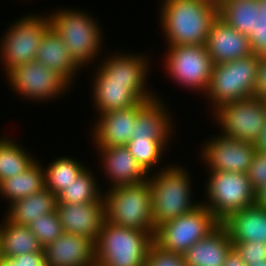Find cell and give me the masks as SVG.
Segmentation results:
<instances>
[{
  "instance_id": "cell-1",
  "label": "cell",
  "mask_w": 266,
  "mask_h": 266,
  "mask_svg": "<svg viewBox=\"0 0 266 266\" xmlns=\"http://www.w3.org/2000/svg\"><path fill=\"white\" fill-rule=\"evenodd\" d=\"M161 7L168 46L206 45L212 21L218 16L217 0H166Z\"/></svg>"
},
{
  "instance_id": "cell-2",
  "label": "cell",
  "mask_w": 266,
  "mask_h": 266,
  "mask_svg": "<svg viewBox=\"0 0 266 266\" xmlns=\"http://www.w3.org/2000/svg\"><path fill=\"white\" fill-rule=\"evenodd\" d=\"M160 172V173H159ZM147 177L151 190L152 216L156 228L195 210L202 202L191 200V178L181 166L163 169Z\"/></svg>"
},
{
  "instance_id": "cell-3",
  "label": "cell",
  "mask_w": 266,
  "mask_h": 266,
  "mask_svg": "<svg viewBox=\"0 0 266 266\" xmlns=\"http://www.w3.org/2000/svg\"><path fill=\"white\" fill-rule=\"evenodd\" d=\"M150 232L115 225L105 219L95 241L97 266H145Z\"/></svg>"
},
{
  "instance_id": "cell-4",
  "label": "cell",
  "mask_w": 266,
  "mask_h": 266,
  "mask_svg": "<svg viewBox=\"0 0 266 266\" xmlns=\"http://www.w3.org/2000/svg\"><path fill=\"white\" fill-rule=\"evenodd\" d=\"M105 194V195H104ZM105 219L115 225L155 234L149 181L110 187L103 192Z\"/></svg>"
},
{
  "instance_id": "cell-5",
  "label": "cell",
  "mask_w": 266,
  "mask_h": 266,
  "mask_svg": "<svg viewBox=\"0 0 266 266\" xmlns=\"http://www.w3.org/2000/svg\"><path fill=\"white\" fill-rule=\"evenodd\" d=\"M260 56L251 54L241 59L213 64L206 95L212 108L227 102L255 96V83ZM215 106V107H214Z\"/></svg>"
},
{
  "instance_id": "cell-6",
  "label": "cell",
  "mask_w": 266,
  "mask_h": 266,
  "mask_svg": "<svg viewBox=\"0 0 266 266\" xmlns=\"http://www.w3.org/2000/svg\"><path fill=\"white\" fill-rule=\"evenodd\" d=\"M51 27L60 35L67 50L81 68L95 60L101 51V27L95 19L84 12L69 9L49 14Z\"/></svg>"
},
{
  "instance_id": "cell-7",
  "label": "cell",
  "mask_w": 266,
  "mask_h": 266,
  "mask_svg": "<svg viewBox=\"0 0 266 266\" xmlns=\"http://www.w3.org/2000/svg\"><path fill=\"white\" fill-rule=\"evenodd\" d=\"M207 202H203L222 222L230 214L256 204V191L247 173L211 171L208 175Z\"/></svg>"
},
{
  "instance_id": "cell-8",
  "label": "cell",
  "mask_w": 266,
  "mask_h": 266,
  "mask_svg": "<svg viewBox=\"0 0 266 266\" xmlns=\"http://www.w3.org/2000/svg\"><path fill=\"white\" fill-rule=\"evenodd\" d=\"M220 223L202 203L190 213L159 225L155 230L153 241L163 250L183 255Z\"/></svg>"
},
{
  "instance_id": "cell-9",
  "label": "cell",
  "mask_w": 266,
  "mask_h": 266,
  "mask_svg": "<svg viewBox=\"0 0 266 266\" xmlns=\"http://www.w3.org/2000/svg\"><path fill=\"white\" fill-rule=\"evenodd\" d=\"M214 114L223 136L256 144L266 126V103L258 97L244 98L219 106Z\"/></svg>"
},
{
  "instance_id": "cell-10",
  "label": "cell",
  "mask_w": 266,
  "mask_h": 266,
  "mask_svg": "<svg viewBox=\"0 0 266 266\" xmlns=\"http://www.w3.org/2000/svg\"><path fill=\"white\" fill-rule=\"evenodd\" d=\"M51 26L50 17L26 16L8 28L0 45L6 73L14 67L36 59L42 36Z\"/></svg>"
},
{
  "instance_id": "cell-11",
  "label": "cell",
  "mask_w": 266,
  "mask_h": 266,
  "mask_svg": "<svg viewBox=\"0 0 266 266\" xmlns=\"http://www.w3.org/2000/svg\"><path fill=\"white\" fill-rule=\"evenodd\" d=\"M168 47L165 65L171 79L184 87L206 92L213 68L206 45Z\"/></svg>"
},
{
  "instance_id": "cell-12",
  "label": "cell",
  "mask_w": 266,
  "mask_h": 266,
  "mask_svg": "<svg viewBox=\"0 0 266 266\" xmlns=\"http://www.w3.org/2000/svg\"><path fill=\"white\" fill-rule=\"evenodd\" d=\"M14 91L25 98L43 101L64 94L70 84L37 60L18 65L7 73Z\"/></svg>"
},
{
  "instance_id": "cell-13",
  "label": "cell",
  "mask_w": 266,
  "mask_h": 266,
  "mask_svg": "<svg viewBox=\"0 0 266 266\" xmlns=\"http://www.w3.org/2000/svg\"><path fill=\"white\" fill-rule=\"evenodd\" d=\"M201 153L210 171L247 173L254 155L256 144L223 136L210 139Z\"/></svg>"
},
{
  "instance_id": "cell-14",
  "label": "cell",
  "mask_w": 266,
  "mask_h": 266,
  "mask_svg": "<svg viewBox=\"0 0 266 266\" xmlns=\"http://www.w3.org/2000/svg\"><path fill=\"white\" fill-rule=\"evenodd\" d=\"M106 58V61H103L96 71L105 82L128 83V88L132 89L143 101H150L157 97L151 93L152 91L146 90L147 79L145 78L148 76L147 62L149 60L145 56L124 53Z\"/></svg>"
},
{
  "instance_id": "cell-15",
  "label": "cell",
  "mask_w": 266,
  "mask_h": 266,
  "mask_svg": "<svg viewBox=\"0 0 266 266\" xmlns=\"http://www.w3.org/2000/svg\"><path fill=\"white\" fill-rule=\"evenodd\" d=\"M56 212L64 233L81 235L96 241L105 221L104 198L85 204L57 203Z\"/></svg>"
},
{
  "instance_id": "cell-16",
  "label": "cell",
  "mask_w": 266,
  "mask_h": 266,
  "mask_svg": "<svg viewBox=\"0 0 266 266\" xmlns=\"http://www.w3.org/2000/svg\"><path fill=\"white\" fill-rule=\"evenodd\" d=\"M206 48L213 64L229 62L253 54L248 36L238 32L219 16L212 21Z\"/></svg>"
},
{
  "instance_id": "cell-17",
  "label": "cell",
  "mask_w": 266,
  "mask_h": 266,
  "mask_svg": "<svg viewBox=\"0 0 266 266\" xmlns=\"http://www.w3.org/2000/svg\"><path fill=\"white\" fill-rule=\"evenodd\" d=\"M47 266H95V241L63 233L44 248Z\"/></svg>"
},
{
  "instance_id": "cell-18",
  "label": "cell",
  "mask_w": 266,
  "mask_h": 266,
  "mask_svg": "<svg viewBox=\"0 0 266 266\" xmlns=\"http://www.w3.org/2000/svg\"><path fill=\"white\" fill-rule=\"evenodd\" d=\"M147 101H141L135 106L101 113L93 128V140L96 147L123 146L132 139L137 111Z\"/></svg>"
},
{
  "instance_id": "cell-19",
  "label": "cell",
  "mask_w": 266,
  "mask_h": 266,
  "mask_svg": "<svg viewBox=\"0 0 266 266\" xmlns=\"http://www.w3.org/2000/svg\"><path fill=\"white\" fill-rule=\"evenodd\" d=\"M101 153L104 171L112 180V187L134 185L146 181L147 173L123 146L97 147ZM146 177V178H145Z\"/></svg>"
},
{
  "instance_id": "cell-20",
  "label": "cell",
  "mask_w": 266,
  "mask_h": 266,
  "mask_svg": "<svg viewBox=\"0 0 266 266\" xmlns=\"http://www.w3.org/2000/svg\"><path fill=\"white\" fill-rule=\"evenodd\" d=\"M233 249L226 227L220 223L205 238L194 243L183 255L186 266H224Z\"/></svg>"
},
{
  "instance_id": "cell-21",
  "label": "cell",
  "mask_w": 266,
  "mask_h": 266,
  "mask_svg": "<svg viewBox=\"0 0 266 266\" xmlns=\"http://www.w3.org/2000/svg\"><path fill=\"white\" fill-rule=\"evenodd\" d=\"M221 223L232 242L266 243V208L255 204L230 214Z\"/></svg>"
},
{
  "instance_id": "cell-22",
  "label": "cell",
  "mask_w": 266,
  "mask_h": 266,
  "mask_svg": "<svg viewBox=\"0 0 266 266\" xmlns=\"http://www.w3.org/2000/svg\"><path fill=\"white\" fill-rule=\"evenodd\" d=\"M157 97L147 101L138 111L132 139L161 140L165 145L173 133L167 108ZM166 109V110H165Z\"/></svg>"
},
{
  "instance_id": "cell-23",
  "label": "cell",
  "mask_w": 266,
  "mask_h": 266,
  "mask_svg": "<svg viewBox=\"0 0 266 266\" xmlns=\"http://www.w3.org/2000/svg\"><path fill=\"white\" fill-rule=\"evenodd\" d=\"M35 60L58 73L69 84L73 81L71 79H74L75 72L78 73L77 70L81 69L70 56L60 35L51 26L42 36Z\"/></svg>"
},
{
  "instance_id": "cell-24",
  "label": "cell",
  "mask_w": 266,
  "mask_h": 266,
  "mask_svg": "<svg viewBox=\"0 0 266 266\" xmlns=\"http://www.w3.org/2000/svg\"><path fill=\"white\" fill-rule=\"evenodd\" d=\"M57 203V196L49 189L44 188L11 203L6 218L15 225L29 226L41 215L55 212Z\"/></svg>"
},
{
  "instance_id": "cell-25",
  "label": "cell",
  "mask_w": 266,
  "mask_h": 266,
  "mask_svg": "<svg viewBox=\"0 0 266 266\" xmlns=\"http://www.w3.org/2000/svg\"><path fill=\"white\" fill-rule=\"evenodd\" d=\"M92 89L95 106L98 114L113 110L126 109L143 101L128 83L105 82L97 73L93 80Z\"/></svg>"
},
{
  "instance_id": "cell-26",
  "label": "cell",
  "mask_w": 266,
  "mask_h": 266,
  "mask_svg": "<svg viewBox=\"0 0 266 266\" xmlns=\"http://www.w3.org/2000/svg\"><path fill=\"white\" fill-rule=\"evenodd\" d=\"M218 16L243 35L249 36L261 22L259 0H217Z\"/></svg>"
},
{
  "instance_id": "cell-27",
  "label": "cell",
  "mask_w": 266,
  "mask_h": 266,
  "mask_svg": "<svg viewBox=\"0 0 266 266\" xmlns=\"http://www.w3.org/2000/svg\"><path fill=\"white\" fill-rule=\"evenodd\" d=\"M0 224L1 256L14 258L26 253L44 252L43 246L29 226L15 225L7 218Z\"/></svg>"
},
{
  "instance_id": "cell-28",
  "label": "cell",
  "mask_w": 266,
  "mask_h": 266,
  "mask_svg": "<svg viewBox=\"0 0 266 266\" xmlns=\"http://www.w3.org/2000/svg\"><path fill=\"white\" fill-rule=\"evenodd\" d=\"M38 163L36 160L26 171L0 182V194L10 204L45 188V170Z\"/></svg>"
},
{
  "instance_id": "cell-29",
  "label": "cell",
  "mask_w": 266,
  "mask_h": 266,
  "mask_svg": "<svg viewBox=\"0 0 266 266\" xmlns=\"http://www.w3.org/2000/svg\"><path fill=\"white\" fill-rule=\"evenodd\" d=\"M48 165V168H44L45 188L56 196L86 169L82 163L68 157H60Z\"/></svg>"
},
{
  "instance_id": "cell-30",
  "label": "cell",
  "mask_w": 266,
  "mask_h": 266,
  "mask_svg": "<svg viewBox=\"0 0 266 266\" xmlns=\"http://www.w3.org/2000/svg\"><path fill=\"white\" fill-rule=\"evenodd\" d=\"M16 142L0 138V182L26 171L36 160Z\"/></svg>"
},
{
  "instance_id": "cell-31",
  "label": "cell",
  "mask_w": 266,
  "mask_h": 266,
  "mask_svg": "<svg viewBox=\"0 0 266 266\" xmlns=\"http://www.w3.org/2000/svg\"><path fill=\"white\" fill-rule=\"evenodd\" d=\"M94 176H92V173L86 167L81 175L57 196L58 203L85 204L103 199V192H100L97 187L99 184H97Z\"/></svg>"
},
{
  "instance_id": "cell-32",
  "label": "cell",
  "mask_w": 266,
  "mask_h": 266,
  "mask_svg": "<svg viewBox=\"0 0 266 266\" xmlns=\"http://www.w3.org/2000/svg\"><path fill=\"white\" fill-rule=\"evenodd\" d=\"M142 169L148 174L162 157L166 145L161 140L131 139L125 145Z\"/></svg>"
},
{
  "instance_id": "cell-33",
  "label": "cell",
  "mask_w": 266,
  "mask_h": 266,
  "mask_svg": "<svg viewBox=\"0 0 266 266\" xmlns=\"http://www.w3.org/2000/svg\"><path fill=\"white\" fill-rule=\"evenodd\" d=\"M29 228L43 248L64 233L56 211L41 215L29 225Z\"/></svg>"
},
{
  "instance_id": "cell-34",
  "label": "cell",
  "mask_w": 266,
  "mask_h": 266,
  "mask_svg": "<svg viewBox=\"0 0 266 266\" xmlns=\"http://www.w3.org/2000/svg\"><path fill=\"white\" fill-rule=\"evenodd\" d=\"M145 266H186L184 255L161 249L154 242L150 245Z\"/></svg>"
},
{
  "instance_id": "cell-35",
  "label": "cell",
  "mask_w": 266,
  "mask_h": 266,
  "mask_svg": "<svg viewBox=\"0 0 266 266\" xmlns=\"http://www.w3.org/2000/svg\"><path fill=\"white\" fill-rule=\"evenodd\" d=\"M232 245L246 265L253 262H266V243L232 242Z\"/></svg>"
},
{
  "instance_id": "cell-36",
  "label": "cell",
  "mask_w": 266,
  "mask_h": 266,
  "mask_svg": "<svg viewBox=\"0 0 266 266\" xmlns=\"http://www.w3.org/2000/svg\"><path fill=\"white\" fill-rule=\"evenodd\" d=\"M261 22L248 36L252 53L256 56H266V0H259Z\"/></svg>"
},
{
  "instance_id": "cell-37",
  "label": "cell",
  "mask_w": 266,
  "mask_h": 266,
  "mask_svg": "<svg viewBox=\"0 0 266 266\" xmlns=\"http://www.w3.org/2000/svg\"><path fill=\"white\" fill-rule=\"evenodd\" d=\"M252 187L257 191L266 185V154L257 151L247 171Z\"/></svg>"
},
{
  "instance_id": "cell-38",
  "label": "cell",
  "mask_w": 266,
  "mask_h": 266,
  "mask_svg": "<svg viewBox=\"0 0 266 266\" xmlns=\"http://www.w3.org/2000/svg\"><path fill=\"white\" fill-rule=\"evenodd\" d=\"M255 97L261 99L266 97V56L261 57L259 60L255 83Z\"/></svg>"
},
{
  "instance_id": "cell-39",
  "label": "cell",
  "mask_w": 266,
  "mask_h": 266,
  "mask_svg": "<svg viewBox=\"0 0 266 266\" xmlns=\"http://www.w3.org/2000/svg\"><path fill=\"white\" fill-rule=\"evenodd\" d=\"M19 266H47L44 252L26 253L12 258Z\"/></svg>"
},
{
  "instance_id": "cell-40",
  "label": "cell",
  "mask_w": 266,
  "mask_h": 266,
  "mask_svg": "<svg viewBox=\"0 0 266 266\" xmlns=\"http://www.w3.org/2000/svg\"><path fill=\"white\" fill-rule=\"evenodd\" d=\"M224 266H247L239 254L232 249L226 257Z\"/></svg>"
},
{
  "instance_id": "cell-41",
  "label": "cell",
  "mask_w": 266,
  "mask_h": 266,
  "mask_svg": "<svg viewBox=\"0 0 266 266\" xmlns=\"http://www.w3.org/2000/svg\"><path fill=\"white\" fill-rule=\"evenodd\" d=\"M256 204L260 207L266 208V185L256 191Z\"/></svg>"
},
{
  "instance_id": "cell-42",
  "label": "cell",
  "mask_w": 266,
  "mask_h": 266,
  "mask_svg": "<svg viewBox=\"0 0 266 266\" xmlns=\"http://www.w3.org/2000/svg\"><path fill=\"white\" fill-rule=\"evenodd\" d=\"M257 151L266 154V126L263 129L260 140L256 143Z\"/></svg>"
},
{
  "instance_id": "cell-43",
  "label": "cell",
  "mask_w": 266,
  "mask_h": 266,
  "mask_svg": "<svg viewBox=\"0 0 266 266\" xmlns=\"http://www.w3.org/2000/svg\"><path fill=\"white\" fill-rule=\"evenodd\" d=\"M0 266H19V261H14L9 257H0Z\"/></svg>"
},
{
  "instance_id": "cell-44",
  "label": "cell",
  "mask_w": 266,
  "mask_h": 266,
  "mask_svg": "<svg viewBox=\"0 0 266 266\" xmlns=\"http://www.w3.org/2000/svg\"><path fill=\"white\" fill-rule=\"evenodd\" d=\"M247 266H266V262H253V264Z\"/></svg>"
},
{
  "instance_id": "cell-45",
  "label": "cell",
  "mask_w": 266,
  "mask_h": 266,
  "mask_svg": "<svg viewBox=\"0 0 266 266\" xmlns=\"http://www.w3.org/2000/svg\"><path fill=\"white\" fill-rule=\"evenodd\" d=\"M0 257H1V230H0Z\"/></svg>"
}]
</instances>
